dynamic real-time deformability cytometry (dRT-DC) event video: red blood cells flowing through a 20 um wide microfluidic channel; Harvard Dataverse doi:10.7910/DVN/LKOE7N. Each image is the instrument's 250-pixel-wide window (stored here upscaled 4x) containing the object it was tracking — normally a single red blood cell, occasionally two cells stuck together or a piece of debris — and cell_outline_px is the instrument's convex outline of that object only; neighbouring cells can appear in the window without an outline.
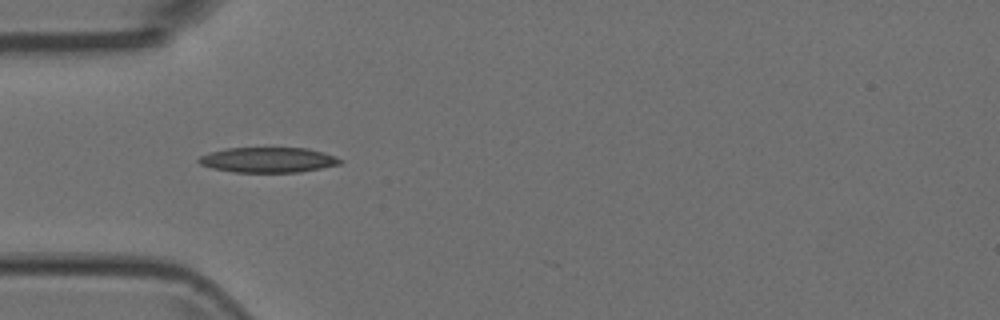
{"species": "Egyptian fruit bat (a non-hibernating species)", "species_latin": "Rousettus aegyptiacus", "temperature_condition": "room temperature", "stored_images_in_passage": 2, "camera_frame_rate_fps": 3000, "um_per_image_px": 0.085, "animal": {"sex": "female"}, "frame": {"image": 1, "passage_image": 1, "time_ms": 0.0, "image_size_px": [1000, 320], "cell_outline_px": [[344, 160], [340, 164], [300, 172], [232, 172], [212, 168], [200, 164], [196, 160], [200, 156], [208, 152], [224, 148], [308, 148], [324, 152], [336, 156]], "centroid_in_image_um": [22.77, 13.58], "position_along_channel_um": 62.2, "area_um2": 20.92}}
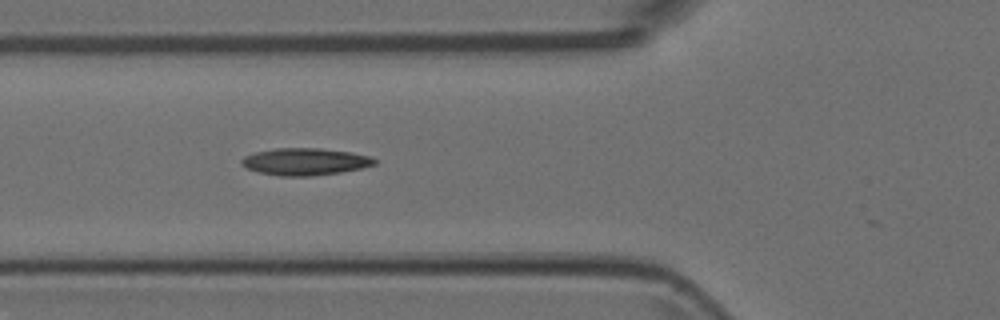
{"frame": {"image": 2, "passage_image": 2, "time_ms": 0.333, "image_size_px": [1000, 320], "cell_outline_px": [[376, 164], [360, 168], [340, 172], [312, 176], [280, 176], [260, 172], [248, 168], [240, 164], [240, 160], [244, 156], [256, 152], [276, 148], [320, 148], [348, 152], [372, 156], [376, 160]], "centroid_in_image_um": [25.92, 13.74], "position_along_channel_um": 99.9, "area_um2": 20.87}}